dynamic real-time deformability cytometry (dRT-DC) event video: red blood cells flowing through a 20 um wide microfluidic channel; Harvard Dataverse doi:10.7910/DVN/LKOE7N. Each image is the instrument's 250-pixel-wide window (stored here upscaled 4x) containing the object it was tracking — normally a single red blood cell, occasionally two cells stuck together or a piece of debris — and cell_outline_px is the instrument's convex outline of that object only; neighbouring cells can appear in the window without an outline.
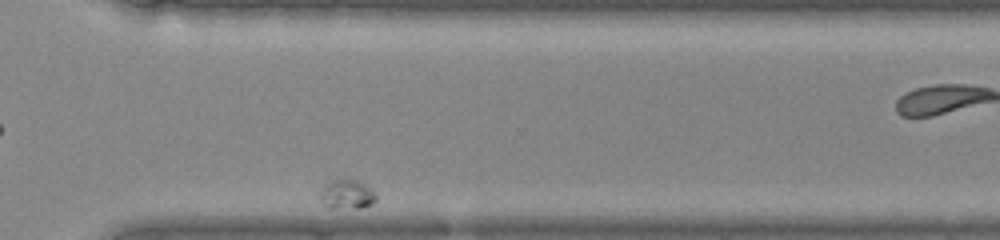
{"species": "common noctule bat (a hibernating species)", "species_latin": "Nyctalus noctula", "temperature_condition": "warm", "stored_images_in_passage": 46, "segment_of_instrument_passage": [2, 3], "camera_frame_rate_fps": 3000, "um_per_image_px": 0.085, "animal": {"sex": "female", "body_mass_g": 22.0, "forearm_length_mm": 56.7}, "frame": {"image": 1, "passage_image": 33, "time_ms": 10.667, "image_size_px": [1000, 240], "cell_outline_px": [[376, 200], [372, 204], [356, 208], [324, 208], [320, 204], [320, 192], [324, 184], [328, 180], [336, 176], [348, 176], [372, 188], [376, 192]], "centroid_in_image_um": [29.42, 16.46], "position_along_channel_um": 341.2, "area_um2": 10.4}}